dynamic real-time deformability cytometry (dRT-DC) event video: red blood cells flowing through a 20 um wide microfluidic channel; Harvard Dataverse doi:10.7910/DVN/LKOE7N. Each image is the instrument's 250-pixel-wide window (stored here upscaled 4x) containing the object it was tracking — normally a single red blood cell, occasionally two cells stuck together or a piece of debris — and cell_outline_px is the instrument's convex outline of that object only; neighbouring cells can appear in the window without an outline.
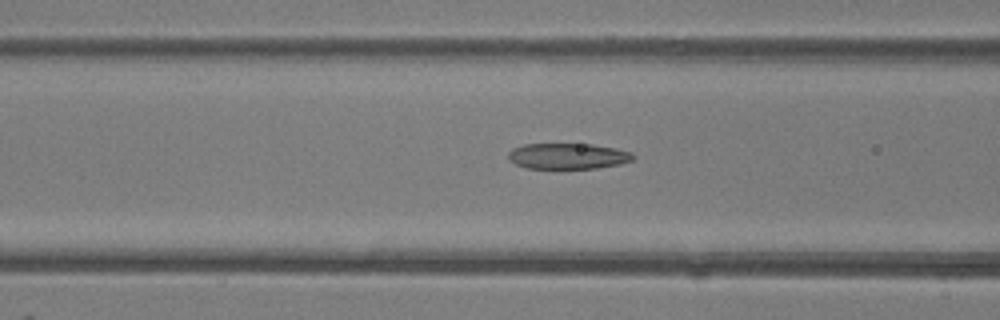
{"species": "common noctule bat (a hibernating species)", "species_latin": "Nyctalus noctula", "temperature_condition": "room temperature", "stored_images_in_passage": 37, "camera_frame_rate_fps": 3000, "um_per_image_px": 0.085, "animal": {"sex": "female"}, "frame": {"image": 1, "passage_image": 9, "time_ms": 2.667, "image_size_px": [1000, 320], "cell_outline_px": [[636, 156], [632, 160], [620, 164], [596, 168], [524, 168], [508, 160], [508, 152], [512, 148], [524, 144], [592, 144], [616, 148], [632, 152]], "centroid_in_image_um": [48.26, 13.26], "position_along_channel_um": 118.3, "area_um2": 18.9}}
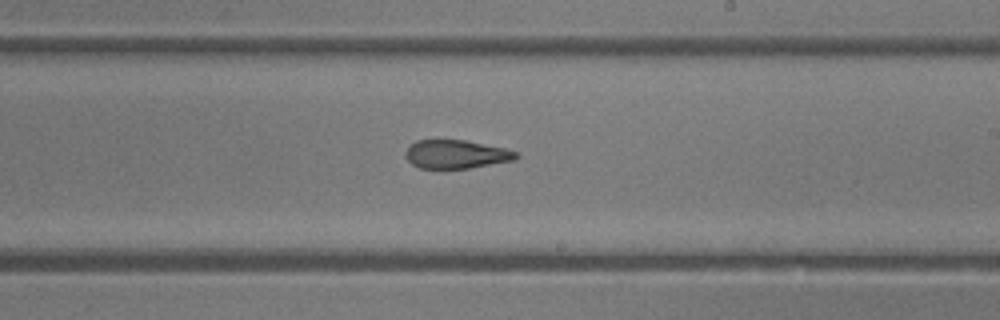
{"frame": {"image": 2, "passage_image": 18, "time_ms": 5.667, "image_size_px": [1000, 320], "cell_outline_px": [[520, 156], [516, 160], [468, 168], [420, 168], [412, 164], [404, 156], [404, 152], [416, 140], [464, 140], [504, 148], [516, 152]], "centroid_in_image_um": [38.77, 13.11], "position_along_channel_um": 250.2, "area_um2": 18.26}}
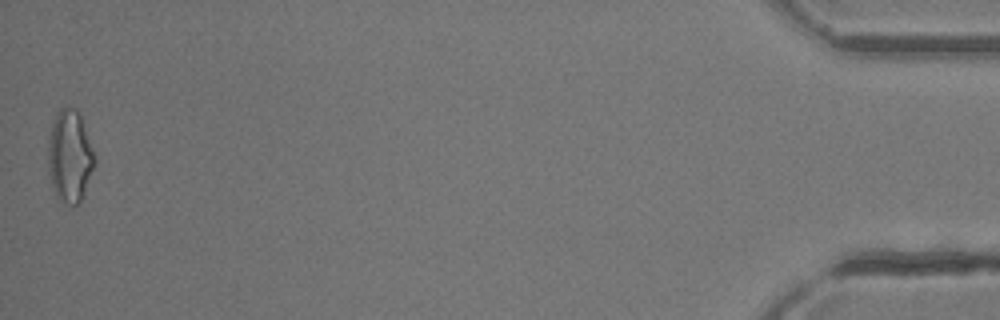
{"frame": {"image": 3, "passage_image": 37, "time_ms": 12.0, "image_size_px": [1000, 320], "cell_outline_px": [[96, 160], [80, 200], [76, 204], [68, 204], [56, 196], [52, 184], [48, 168], [48, 136], [56, 112], [60, 108], [76, 108], [80, 112]], "centroid_in_image_um": [5.91, 13.21], "position_along_channel_um": 429.3, "area_um2": 24.62}, "authors_computed_cell_mechanics": {"area_um2": 19.8832, "velocity_mm_per_s": 4.3971, "shape_relaxation_time_tau1_ms": null, "shape_relaxation_time_tau2_ms": 2.7654, "deformation_change_tau1": null, "deformation_change_tau2": 0.1227}}